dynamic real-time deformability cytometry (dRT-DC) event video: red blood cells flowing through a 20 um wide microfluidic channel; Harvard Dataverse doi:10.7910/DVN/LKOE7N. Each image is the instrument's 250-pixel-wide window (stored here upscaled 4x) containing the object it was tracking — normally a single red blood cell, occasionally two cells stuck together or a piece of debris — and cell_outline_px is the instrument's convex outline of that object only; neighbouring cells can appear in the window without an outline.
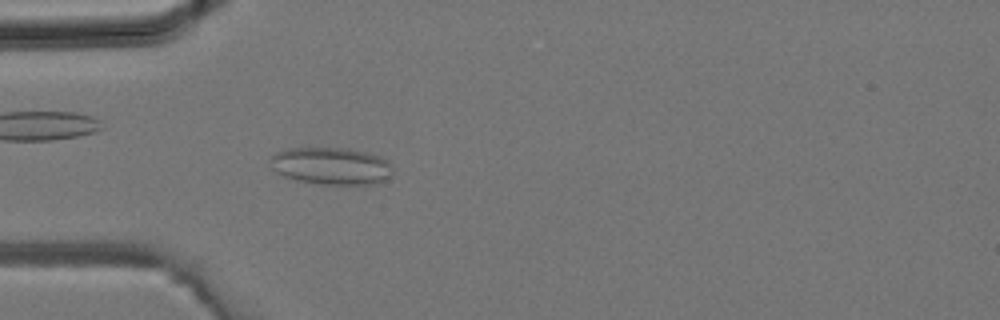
{"species": "common noctule bat (a hibernating species)", "species_latin": "Nyctalus noctula", "temperature_condition": "room temperature", "stored_images_in_passage": 36, "camera_frame_rate_fps": 3000, "um_per_image_px": 0.085, "animal": {"sex": "male", "body_mass_g": 19.2, "forearm_length_mm": 51.8}, "frame": {"image": 1, "passage_image": 11, "time_ms": 3.333, "image_size_px": [1000, 320], "cell_outline_px": [[392, 172], [384, 180], [368, 184], [320, 184], [296, 180], [284, 176], [276, 172], [272, 168], [268, 160], [276, 152], [288, 148], [348, 148], [368, 152], [380, 156], [388, 164]], "centroid_in_image_um": [28.08, 14.09], "position_along_channel_um": 56.9, "area_um2": 26.41}}
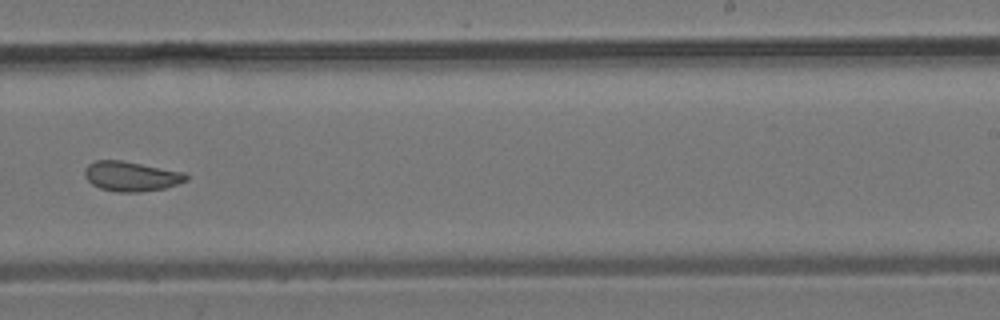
{"frame": {"image": 2, "passage_image": 23, "time_ms": 7.333, "image_size_px": [1000, 320], "cell_outline_px": [[188, 180], [164, 188], [140, 192], [116, 192], [100, 188], [92, 184], [84, 176], [84, 172], [88, 164], [96, 160], [120, 160], [188, 172]], "centroid_in_image_um": [11.18, 14.98], "position_along_channel_um": 277.8, "area_um2": 17.74}}
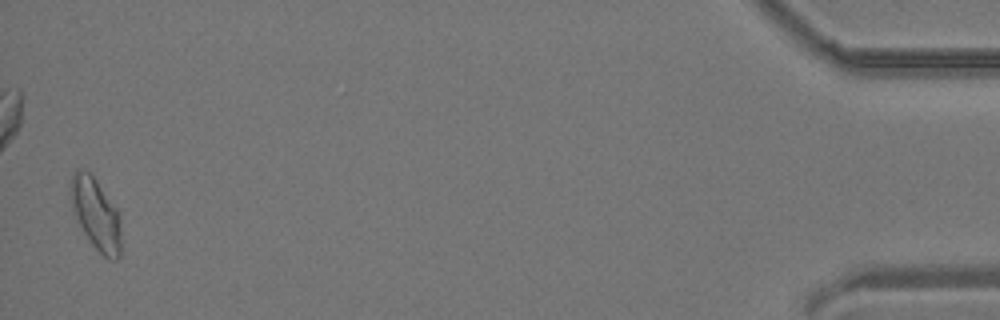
{"frame": {"image": 3, "passage_image": 36, "time_ms": 11.667, "image_size_px": [1000, 320], "cell_outline_px": [[120, 256], [116, 260], [108, 260], [92, 244], [84, 232], [76, 216], [72, 204], [68, 184], [76, 168], [80, 168], [88, 172], [96, 180], [116, 208], [120, 228]], "centroid_in_image_um": [8.13, 18.17], "position_along_channel_um": 427.1, "area_um2": 20.63}}